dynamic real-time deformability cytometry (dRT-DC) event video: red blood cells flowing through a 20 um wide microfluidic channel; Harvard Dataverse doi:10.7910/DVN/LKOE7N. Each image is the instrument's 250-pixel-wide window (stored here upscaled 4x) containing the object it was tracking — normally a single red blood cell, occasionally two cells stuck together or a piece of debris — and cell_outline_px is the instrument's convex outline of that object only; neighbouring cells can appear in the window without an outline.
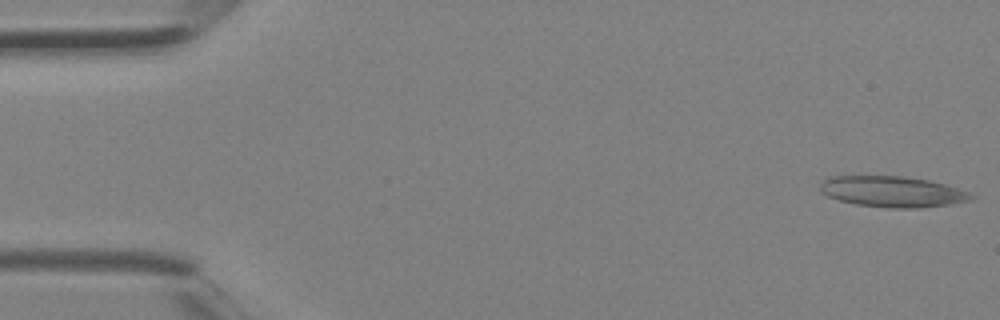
{"species": "Egyptian fruit bat (a non-hibernating species)", "species_latin": "Rousettus aegyptiacus", "temperature_condition": "room temperature", "stored_images_in_passage": 4, "camera_frame_rate_fps": 3000, "um_per_image_px": 0.085, "animal": {"sex": "female"}, "frame": {"image": 1, "passage_image": 1, "time_ms": 0.0, "image_size_px": [1000, 320], "cell_outline_px": [[976, 196], [972, 200], [948, 204], [920, 208], [888, 208], [856, 204], [840, 200], [828, 196], [820, 188], [820, 184], [828, 176], [904, 176], [928, 180], [944, 184], [968, 192]], "centroid_in_image_um": [75.86, 16.29], "position_along_channel_um": 9.1, "area_um2": 26.99}}
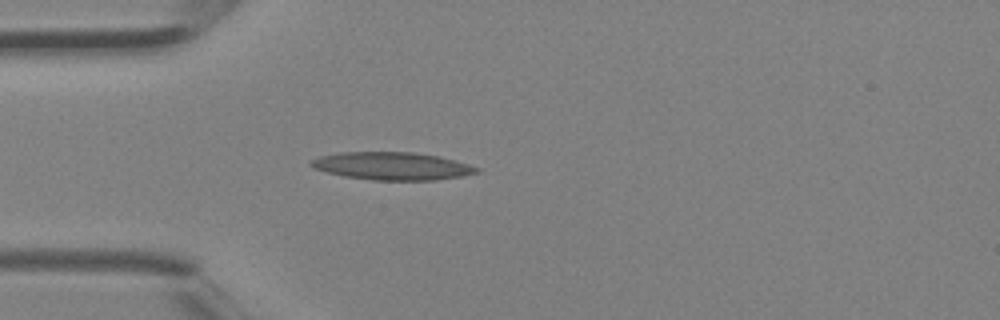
{"frame": {"image": 2, "passage_image": 4, "time_ms": 1.0, "image_size_px": [1000, 320], "cell_outline_px": [[480, 172], [460, 176], [436, 180], [376, 180], [344, 176], [312, 168], [308, 164], [308, 160], [320, 156], [340, 152], [412, 152], [440, 156], [456, 160], [480, 168]], "centroid_in_image_um": [33.31, 14.1], "position_along_channel_um": 51.7, "area_um2": 26.88}}